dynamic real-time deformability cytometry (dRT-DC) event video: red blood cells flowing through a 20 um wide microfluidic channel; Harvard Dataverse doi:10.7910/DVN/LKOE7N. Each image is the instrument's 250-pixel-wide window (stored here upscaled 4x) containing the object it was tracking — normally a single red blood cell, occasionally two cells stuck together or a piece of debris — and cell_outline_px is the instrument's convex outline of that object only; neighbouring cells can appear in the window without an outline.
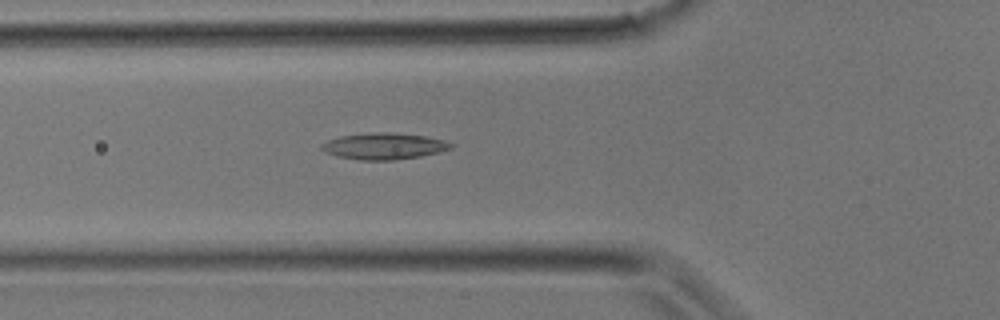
{"species": "common noctule bat (a hibernating species)", "species_latin": "Nyctalus noctula", "temperature_condition": "room temperature", "stored_images_in_passage": 31, "camera_frame_rate_fps": 3000, "um_per_image_px": 0.085, "animal": {"sex": "male", "body_mass_g": 17.9}, "frame": {"image": 1, "passage_image": 9, "time_ms": 2.667, "image_size_px": [1000, 320], "cell_outline_px": [[456, 144], [452, 148], [420, 156], [392, 160], [360, 160], [340, 156], [324, 152], [320, 148], [320, 144], [328, 140], [340, 136], [376, 132], [392, 132], [428, 136], [444, 140]], "centroid_in_image_um": [32.65, 12.41], "position_along_channel_um": 93.2, "area_um2": 19.88}}
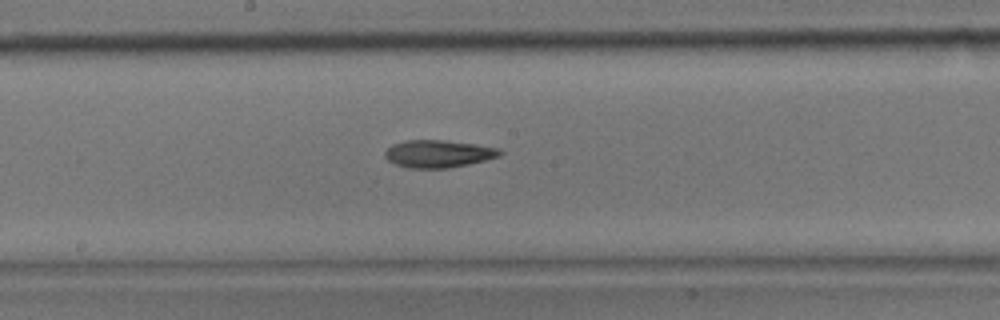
{"frame": {"image": 2, "passage_image": 15, "time_ms": 4.667, "image_size_px": [1000, 320], "cell_outline_px": [[504, 152], [500, 156], [468, 164], [448, 168], [408, 168], [396, 164], [388, 160], [384, 156], [384, 152], [392, 144], [404, 140], [444, 140], [476, 144], [500, 148]], "centroid_in_image_um": [37.26, 13.06], "position_along_channel_um": 210.9, "area_um2": 18.5}}
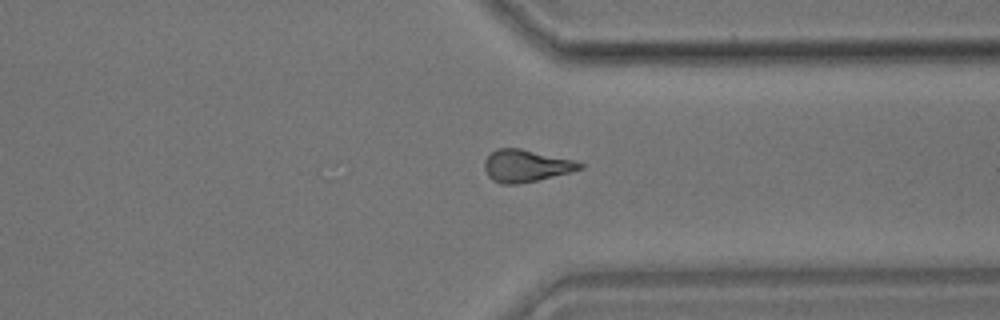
{"frame": {"image": 3, "passage_image": 23, "time_ms": 7.333, "image_size_px": [1000, 320], "cell_outline_px": [[584, 168], [536, 180], [516, 184], [500, 184], [492, 180], [488, 176], [484, 168], [484, 160], [496, 148], [520, 148], [572, 160], [584, 164]], "centroid_in_image_um": [44.65, 14.09], "position_along_channel_um": 366.7, "area_um2": 17.63}}